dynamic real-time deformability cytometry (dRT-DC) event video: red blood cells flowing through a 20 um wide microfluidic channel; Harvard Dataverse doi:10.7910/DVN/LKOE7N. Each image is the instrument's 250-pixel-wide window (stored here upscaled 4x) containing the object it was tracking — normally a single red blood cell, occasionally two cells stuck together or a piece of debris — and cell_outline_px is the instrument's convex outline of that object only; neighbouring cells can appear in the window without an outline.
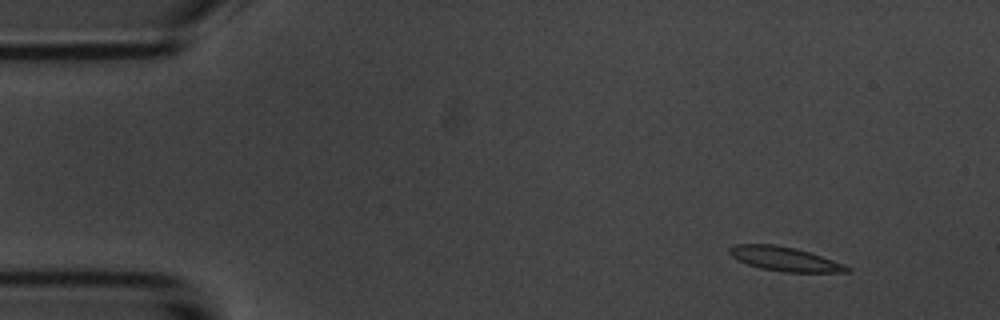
{"species": "common noctule bat (a hibernating species)", "species_latin": "Nyctalus noctula", "temperature_condition": "room temperature", "stored_images_in_passage": 3, "camera_frame_rate_fps": 3000, "um_per_image_px": 0.085, "animal": {"sex": "male", "body_mass_g": 20.1, "forearm_length_mm": 53.5}, "frame": {"image": 1, "passage_image": 1, "time_ms": 0.0, "image_size_px": [1000, 320], "cell_outline_px": [[852, 272], [784, 272], [760, 268], [748, 264], [732, 256], [728, 252], [728, 248], [736, 244], [772, 244], [796, 248], [844, 264], [852, 268]], "centroid_in_image_um": [66.71, 22.01], "position_along_channel_um": 18.3, "area_um2": 16.42}}